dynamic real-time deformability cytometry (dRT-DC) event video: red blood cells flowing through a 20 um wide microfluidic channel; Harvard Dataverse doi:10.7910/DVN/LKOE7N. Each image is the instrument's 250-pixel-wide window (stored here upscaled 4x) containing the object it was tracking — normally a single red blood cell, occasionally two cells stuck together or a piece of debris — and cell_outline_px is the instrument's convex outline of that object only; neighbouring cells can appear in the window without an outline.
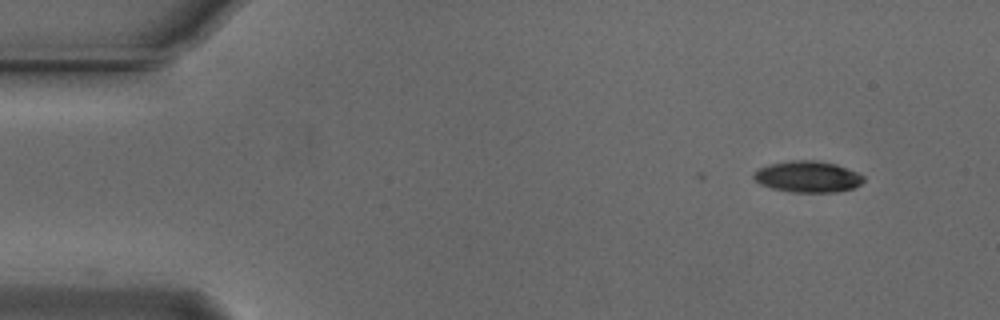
{"species": "Egyptian fruit bat (a non-hibernating species)", "species_latin": "Rousettus aegyptiacus", "temperature_condition": "cold", "stored_images_in_passage": 4, "camera_frame_rate_fps": 3000, "um_per_image_px": 0.085, "animal": {"sex": "male"}, "frame": {"image": 1, "passage_image": 4, "time_ms": 1.0, "image_size_px": [1000, 320], "cell_outline_px": [[864, 180], [860, 184], [852, 188], [836, 192], [792, 192], [772, 188], [760, 184], [752, 176], [752, 172], [768, 164], [788, 160], [816, 160], [836, 164], [856, 172], [864, 176]], "centroid_in_image_um": [68.62, 15.01], "position_along_channel_um": 16.4, "area_um2": 20.06}}